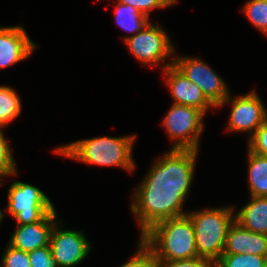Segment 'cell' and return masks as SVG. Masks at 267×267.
Here are the masks:
<instances>
[{"label": "cell", "mask_w": 267, "mask_h": 267, "mask_svg": "<svg viewBox=\"0 0 267 267\" xmlns=\"http://www.w3.org/2000/svg\"><path fill=\"white\" fill-rule=\"evenodd\" d=\"M198 150L171 149L152 165L136 188L131 212L143 235L155 223L186 215L182 211L193 176Z\"/></svg>", "instance_id": "6da1fadb"}, {"label": "cell", "mask_w": 267, "mask_h": 267, "mask_svg": "<svg viewBox=\"0 0 267 267\" xmlns=\"http://www.w3.org/2000/svg\"><path fill=\"white\" fill-rule=\"evenodd\" d=\"M140 239L154 252L158 261L198 257L194 226L187 215L155 223Z\"/></svg>", "instance_id": "7a4b0ae2"}, {"label": "cell", "mask_w": 267, "mask_h": 267, "mask_svg": "<svg viewBox=\"0 0 267 267\" xmlns=\"http://www.w3.org/2000/svg\"><path fill=\"white\" fill-rule=\"evenodd\" d=\"M136 135L124 137H95L61 146L54 152L80 162L101 166H119L132 172V158Z\"/></svg>", "instance_id": "3957f363"}, {"label": "cell", "mask_w": 267, "mask_h": 267, "mask_svg": "<svg viewBox=\"0 0 267 267\" xmlns=\"http://www.w3.org/2000/svg\"><path fill=\"white\" fill-rule=\"evenodd\" d=\"M233 209L223 207L187 212L194 226L198 257L208 259L213 264L221 257L228 229L235 220Z\"/></svg>", "instance_id": "277c9868"}, {"label": "cell", "mask_w": 267, "mask_h": 267, "mask_svg": "<svg viewBox=\"0 0 267 267\" xmlns=\"http://www.w3.org/2000/svg\"><path fill=\"white\" fill-rule=\"evenodd\" d=\"M8 192L7 210L18 225L39 222L55 210L49 197L31 184L15 181Z\"/></svg>", "instance_id": "5b68a950"}, {"label": "cell", "mask_w": 267, "mask_h": 267, "mask_svg": "<svg viewBox=\"0 0 267 267\" xmlns=\"http://www.w3.org/2000/svg\"><path fill=\"white\" fill-rule=\"evenodd\" d=\"M205 114L192 106L172 104L162 125L178 150H198L199 137L203 132L202 119Z\"/></svg>", "instance_id": "8992f818"}, {"label": "cell", "mask_w": 267, "mask_h": 267, "mask_svg": "<svg viewBox=\"0 0 267 267\" xmlns=\"http://www.w3.org/2000/svg\"><path fill=\"white\" fill-rule=\"evenodd\" d=\"M123 41L132 55L145 65H156L174 54L173 44L159 25L149 23L137 34L123 38Z\"/></svg>", "instance_id": "52a82bcc"}, {"label": "cell", "mask_w": 267, "mask_h": 267, "mask_svg": "<svg viewBox=\"0 0 267 267\" xmlns=\"http://www.w3.org/2000/svg\"><path fill=\"white\" fill-rule=\"evenodd\" d=\"M174 65L191 82L196 84L205 97L218 107L230 94L225 82L203 60L191 57H172Z\"/></svg>", "instance_id": "ba28073f"}, {"label": "cell", "mask_w": 267, "mask_h": 267, "mask_svg": "<svg viewBox=\"0 0 267 267\" xmlns=\"http://www.w3.org/2000/svg\"><path fill=\"white\" fill-rule=\"evenodd\" d=\"M232 102V110L228 122V130L244 132L250 131V137L259 126L267 120V110L265 109L261 98L252 91L243 96H237L231 99L230 95L218 106Z\"/></svg>", "instance_id": "9c48e42d"}, {"label": "cell", "mask_w": 267, "mask_h": 267, "mask_svg": "<svg viewBox=\"0 0 267 267\" xmlns=\"http://www.w3.org/2000/svg\"><path fill=\"white\" fill-rule=\"evenodd\" d=\"M50 248L58 267H74L86 258L91 249L83 231L61 230L55 223Z\"/></svg>", "instance_id": "30bf717a"}, {"label": "cell", "mask_w": 267, "mask_h": 267, "mask_svg": "<svg viewBox=\"0 0 267 267\" xmlns=\"http://www.w3.org/2000/svg\"><path fill=\"white\" fill-rule=\"evenodd\" d=\"M167 63L163 66L164 75L167 85L171 91V97L174 99L173 104L192 106L201 110L204 114L215 106L205 97L201 89L191 82L183 73L173 64Z\"/></svg>", "instance_id": "8fae6325"}, {"label": "cell", "mask_w": 267, "mask_h": 267, "mask_svg": "<svg viewBox=\"0 0 267 267\" xmlns=\"http://www.w3.org/2000/svg\"><path fill=\"white\" fill-rule=\"evenodd\" d=\"M56 210L47 214L41 221L18 225L10 238L9 245L15 249L31 252L49 246L52 229L55 225Z\"/></svg>", "instance_id": "7c38bea8"}, {"label": "cell", "mask_w": 267, "mask_h": 267, "mask_svg": "<svg viewBox=\"0 0 267 267\" xmlns=\"http://www.w3.org/2000/svg\"><path fill=\"white\" fill-rule=\"evenodd\" d=\"M36 47L23 26L0 28V69L27 59Z\"/></svg>", "instance_id": "4fadbf2b"}, {"label": "cell", "mask_w": 267, "mask_h": 267, "mask_svg": "<svg viewBox=\"0 0 267 267\" xmlns=\"http://www.w3.org/2000/svg\"><path fill=\"white\" fill-rule=\"evenodd\" d=\"M243 253L267 257V235L252 232L234 220L228 229L222 255Z\"/></svg>", "instance_id": "5bb4252c"}, {"label": "cell", "mask_w": 267, "mask_h": 267, "mask_svg": "<svg viewBox=\"0 0 267 267\" xmlns=\"http://www.w3.org/2000/svg\"><path fill=\"white\" fill-rule=\"evenodd\" d=\"M242 227L267 235V196H251V201L235 215Z\"/></svg>", "instance_id": "9a60e30c"}, {"label": "cell", "mask_w": 267, "mask_h": 267, "mask_svg": "<svg viewBox=\"0 0 267 267\" xmlns=\"http://www.w3.org/2000/svg\"><path fill=\"white\" fill-rule=\"evenodd\" d=\"M248 163L251 196H267V157L248 150Z\"/></svg>", "instance_id": "2e32d148"}, {"label": "cell", "mask_w": 267, "mask_h": 267, "mask_svg": "<svg viewBox=\"0 0 267 267\" xmlns=\"http://www.w3.org/2000/svg\"><path fill=\"white\" fill-rule=\"evenodd\" d=\"M115 21L124 30L137 34L149 24V18L131 5L117 2Z\"/></svg>", "instance_id": "e0dca14e"}, {"label": "cell", "mask_w": 267, "mask_h": 267, "mask_svg": "<svg viewBox=\"0 0 267 267\" xmlns=\"http://www.w3.org/2000/svg\"><path fill=\"white\" fill-rule=\"evenodd\" d=\"M21 112V101L15 90L9 86H0V126L7 127Z\"/></svg>", "instance_id": "ac0fdd59"}, {"label": "cell", "mask_w": 267, "mask_h": 267, "mask_svg": "<svg viewBox=\"0 0 267 267\" xmlns=\"http://www.w3.org/2000/svg\"><path fill=\"white\" fill-rule=\"evenodd\" d=\"M214 267H267V257L247 253L221 255Z\"/></svg>", "instance_id": "d6986e66"}, {"label": "cell", "mask_w": 267, "mask_h": 267, "mask_svg": "<svg viewBox=\"0 0 267 267\" xmlns=\"http://www.w3.org/2000/svg\"><path fill=\"white\" fill-rule=\"evenodd\" d=\"M243 8L250 22L267 35V0H249Z\"/></svg>", "instance_id": "ffe728a7"}, {"label": "cell", "mask_w": 267, "mask_h": 267, "mask_svg": "<svg viewBox=\"0 0 267 267\" xmlns=\"http://www.w3.org/2000/svg\"><path fill=\"white\" fill-rule=\"evenodd\" d=\"M2 128L0 126V181L2 176L17 175L12 150L4 137Z\"/></svg>", "instance_id": "44dd1931"}, {"label": "cell", "mask_w": 267, "mask_h": 267, "mask_svg": "<svg viewBox=\"0 0 267 267\" xmlns=\"http://www.w3.org/2000/svg\"><path fill=\"white\" fill-rule=\"evenodd\" d=\"M137 253L120 267H158L154 252L140 239Z\"/></svg>", "instance_id": "7402d4cb"}, {"label": "cell", "mask_w": 267, "mask_h": 267, "mask_svg": "<svg viewBox=\"0 0 267 267\" xmlns=\"http://www.w3.org/2000/svg\"><path fill=\"white\" fill-rule=\"evenodd\" d=\"M2 257V267H31L28 252L7 245Z\"/></svg>", "instance_id": "603a6c76"}, {"label": "cell", "mask_w": 267, "mask_h": 267, "mask_svg": "<svg viewBox=\"0 0 267 267\" xmlns=\"http://www.w3.org/2000/svg\"><path fill=\"white\" fill-rule=\"evenodd\" d=\"M248 150L267 157V120L248 139Z\"/></svg>", "instance_id": "cb8c5ba5"}, {"label": "cell", "mask_w": 267, "mask_h": 267, "mask_svg": "<svg viewBox=\"0 0 267 267\" xmlns=\"http://www.w3.org/2000/svg\"><path fill=\"white\" fill-rule=\"evenodd\" d=\"M31 267H58L49 246L28 252Z\"/></svg>", "instance_id": "d4e9b609"}, {"label": "cell", "mask_w": 267, "mask_h": 267, "mask_svg": "<svg viewBox=\"0 0 267 267\" xmlns=\"http://www.w3.org/2000/svg\"><path fill=\"white\" fill-rule=\"evenodd\" d=\"M118 2L133 6L149 18L153 8H165L176 4L177 0H119Z\"/></svg>", "instance_id": "484cf974"}, {"label": "cell", "mask_w": 267, "mask_h": 267, "mask_svg": "<svg viewBox=\"0 0 267 267\" xmlns=\"http://www.w3.org/2000/svg\"><path fill=\"white\" fill-rule=\"evenodd\" d=\"M158 267H214V264L208 259L195 257L184 260L158 261Z\"/></svg>", "instance_id": "4316f807"}, {"label": "cell", "mask_w": 267, "mask_h": 267, "mask_svg": "<svg viewBox=\"0 0 267 267\" xmlns=\"http://www.w3.org/2000/svg\"><path fill=\"white\" fill-rule=\"evenodd\" d=\"M4 217V213L0 209V222L2 221V218Z\"/></svg>", "instance_id": "83f0119b"}]
</instances>
